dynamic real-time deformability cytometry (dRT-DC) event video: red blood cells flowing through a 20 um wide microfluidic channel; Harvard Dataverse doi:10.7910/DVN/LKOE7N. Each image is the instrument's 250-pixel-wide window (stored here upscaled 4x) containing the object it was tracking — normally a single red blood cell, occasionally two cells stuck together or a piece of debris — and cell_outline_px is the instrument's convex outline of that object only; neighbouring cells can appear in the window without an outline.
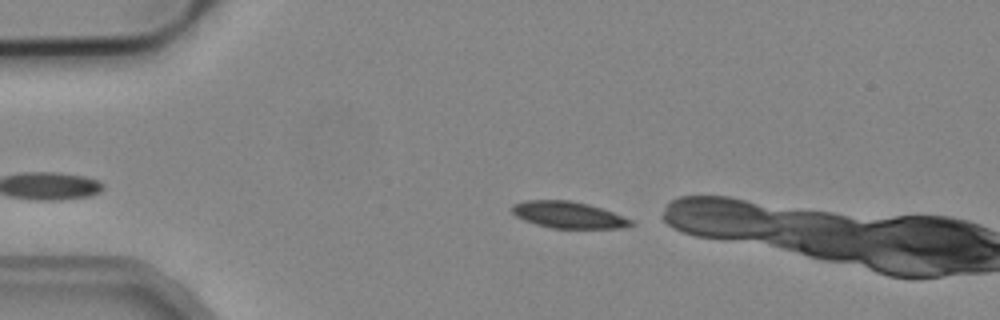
{"species": "common noctule bat (a hibernating species)", "species_latin": "Nyctalus noctula", "temperature_condition": "cold", "stored_images_in_passage": 2, "camera_frame_rate_fps": 3000, "um_per_image_px": 0.085, "animal": {"sex": "male", "body_mass_g": 19.2, "forearm_length_mm": 51.8}, "frame": {"image": 1, "passage_image": 1, "time_ms": 0.0, "image_size_px": [1000, 320], "cell_outline_px": [[636, 224], [620, 228], [552, 228], [536, 224], [524, 220], [516, 216], [512, 212], [512, 204], [524, 200], [568, 200], [588, 204], [612, 212], [632, 220]], "centroid_in_image_um": [48.29, 18.26], "position_along_channel_um": 36.7, "area_um2": 18.32}}